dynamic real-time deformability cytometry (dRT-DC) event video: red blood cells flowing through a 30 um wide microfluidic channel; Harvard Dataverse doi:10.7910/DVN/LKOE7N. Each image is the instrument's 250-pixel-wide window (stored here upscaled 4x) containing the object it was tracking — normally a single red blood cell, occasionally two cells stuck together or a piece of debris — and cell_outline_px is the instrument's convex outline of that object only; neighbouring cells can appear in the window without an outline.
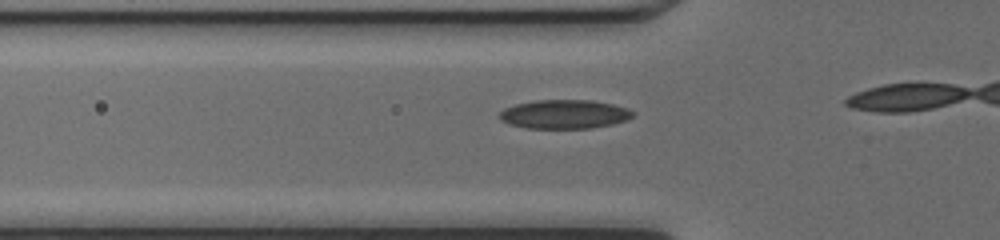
{"species": "common noctule bat (a hibernating species)", "species_latin": "Nyctalus noctula", "temperature_condition": "cold", "stored_images_in_passage": 14, "camera_frame_rate_fps": 3000, "um_per_image_px": 0.085, "animal": {"sex": "female", "body_mass_g": 17.0, "forearm_length_mm": 48.0}, "frame": {"image": 1, "passage_image": 10, "time_ms": 3.0, "image_size_px": [1000, 240], "cell_outline_px": [[636, 112], [628, 120], [612, 124], [592, 128], [528, 128], [508, 124], [500, 120], [496, 116], [504, 108], [516, 104], [536, 100], [592, 100], [612, 104], [628, 108]], "centroid_in_image_um": [47.96, 9.71], "position_along_channel_um": 77.8, "area_um2": 22.66}}